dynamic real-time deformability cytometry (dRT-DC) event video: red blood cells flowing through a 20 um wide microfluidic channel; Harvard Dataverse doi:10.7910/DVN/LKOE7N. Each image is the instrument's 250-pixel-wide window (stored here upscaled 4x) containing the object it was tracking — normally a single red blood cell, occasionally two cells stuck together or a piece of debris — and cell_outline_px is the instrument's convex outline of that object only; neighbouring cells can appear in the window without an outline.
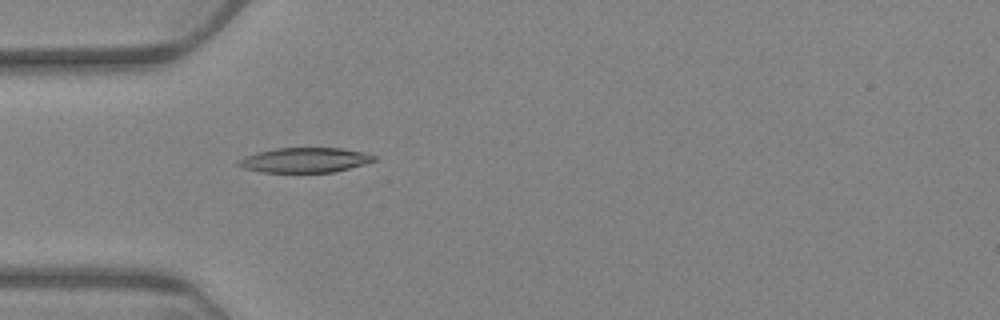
{"species": "Egyptian fruit bat (a non-hibernating species)", "species_latin": "Rousettus aegyptiacus", "temperature_condition": "warm", "stored_images_in_passage": 1, "camera_frame_rate_fps": 3000, "um_per_image_px": 0.085, "animal": {"sex": "female"}, "frame": {"image": 1, "passage_image": 1, "time_ms": 0.0, "image_size_px": [1000, 320], "cell_outline_px": [[376, 160], [364, 164], [332, 172], [264, 172], [244, 168], [236, 164], [244, 156], [256, 152], [276, 148], [340, 148], [364, 152], [376, 156]], "centroid_in_image_um": [25.91, 13.6], "position_along_channel_um": 59.1, "area_um2": 19.48}}